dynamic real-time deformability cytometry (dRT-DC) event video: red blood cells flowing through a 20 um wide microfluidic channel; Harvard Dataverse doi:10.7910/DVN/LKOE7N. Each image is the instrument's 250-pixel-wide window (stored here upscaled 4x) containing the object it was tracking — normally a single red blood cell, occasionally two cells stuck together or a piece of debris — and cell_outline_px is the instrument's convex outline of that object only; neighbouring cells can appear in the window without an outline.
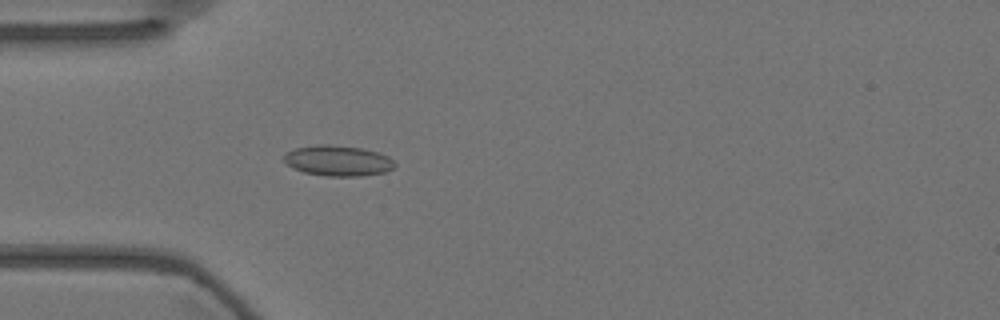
{"species": "Egyptian fruit bat (a non-hibernating species)", "species_latin": "Rousettus aegyptiacus", "temperature_condition": "warm", "stored_images_in_passage": 34, "camera_frame_rate_fps": 3000, "um_per_image_px": 0.085, "animal": {"sex": "female"}, "frame": {"image": 1, "passage_image": 17, "time_ms": 5.333, "image_size_px": [1000, 320], "cell_outline_px": [[396, 164], [392, 168], [384, 172], [360, 176], [328, 176], [304, 172], [284, 164], [284, 156], [288, 152], [296, 148], [316, 144], [328, 144], [360, 148], [376, 152], [388, 156]], "centroid_in_image_um": [28.7, 13.66], "position_along_channel_um": 56.3, "area_um2": 19.54}}
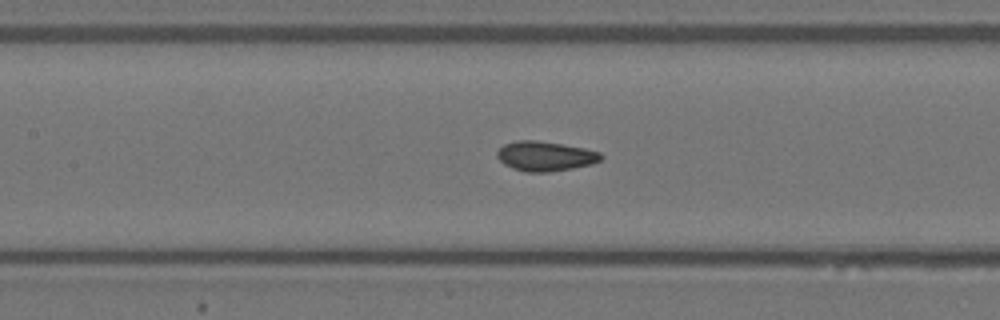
{"frame": {"image": 2, "passage_image": 26, "time_ms": 8.333, "image_size_px": [1000, 320], "cell_outline_px": [[604, 156], [600, 160], [592, 164], [552, 172], [524, 172], [512, 168], [504, 164], [496, 156], [496, 152], [504, 144], [516, 140], [536, 140], [584, 148], [600, 152]], "centroid_in_image_um": [46.33, 13.28], "position_along_channel_um": 161.1, "area_um2": 18.03}}
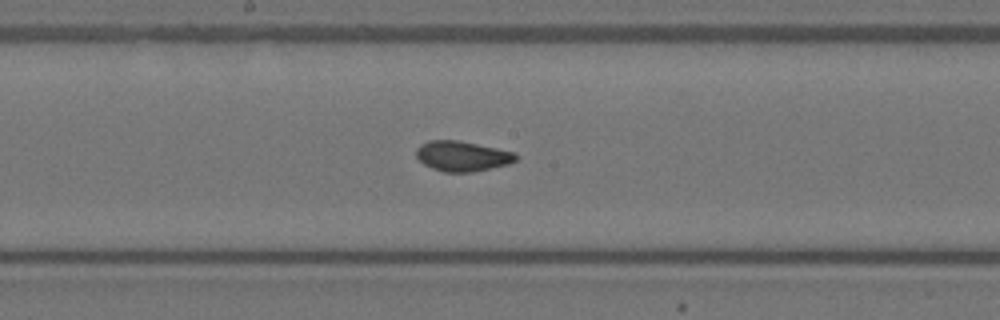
{"frame": {"image": 3, "passage_image": 30, "time_ms": 9.667, "image_size_px": [1000, 320], "cell_outline_px": [[516, 160], [508, 164], [472, 172], [444, 172], [432, 168], [424, 164], [416, 156], [416, 148], [420, 144], [428, 140], [460, 140], [516, 152]], "centroid_in_image_um": [39.27, 13.26], "position_along_channel_um": 208.9, "area_um2": 17.57}}